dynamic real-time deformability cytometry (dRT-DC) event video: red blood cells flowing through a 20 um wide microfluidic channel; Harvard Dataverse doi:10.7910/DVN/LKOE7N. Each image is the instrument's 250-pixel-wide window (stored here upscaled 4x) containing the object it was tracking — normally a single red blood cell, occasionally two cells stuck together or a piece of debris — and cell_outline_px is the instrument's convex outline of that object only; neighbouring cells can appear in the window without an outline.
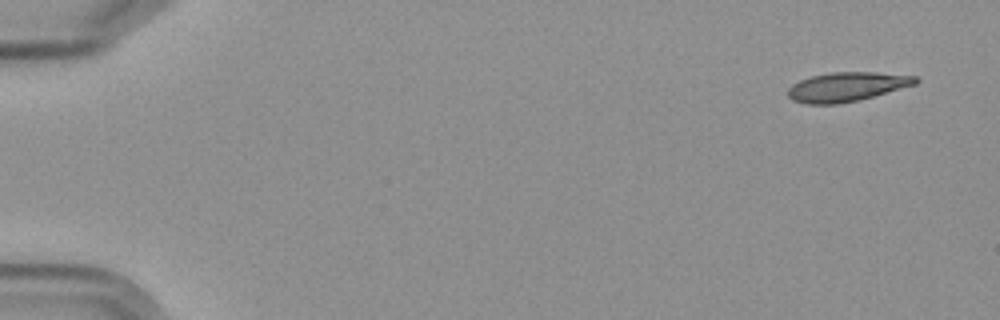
{"species": "Egyptian fruit bat (a non-hibernating species)", "species_latin": "Rousettus aegyptiacus", "temperature_condition": "cold", "stored_images_in_passage": 5, "camera_frame_rate_fps": 3000, "um_per_image_px": 0.085, "frame": {"image": 1, "passage_image": 1, "time_ms": 0.0, "image_size_px": [1000, 320], "cell_outline_px": [[920, 80], [916, 84], [860, 100], [836, 104], [804, 104], [792, 100], [788, 96], [788, 88], [792, 84], [800, 80], [812, 76], [832, 72], [876, 72], [916, 76]], "centroid_in_image_um": [71.97, 7.38], "position_along_channel_um": 13.0, "area_um2": 21.79}}